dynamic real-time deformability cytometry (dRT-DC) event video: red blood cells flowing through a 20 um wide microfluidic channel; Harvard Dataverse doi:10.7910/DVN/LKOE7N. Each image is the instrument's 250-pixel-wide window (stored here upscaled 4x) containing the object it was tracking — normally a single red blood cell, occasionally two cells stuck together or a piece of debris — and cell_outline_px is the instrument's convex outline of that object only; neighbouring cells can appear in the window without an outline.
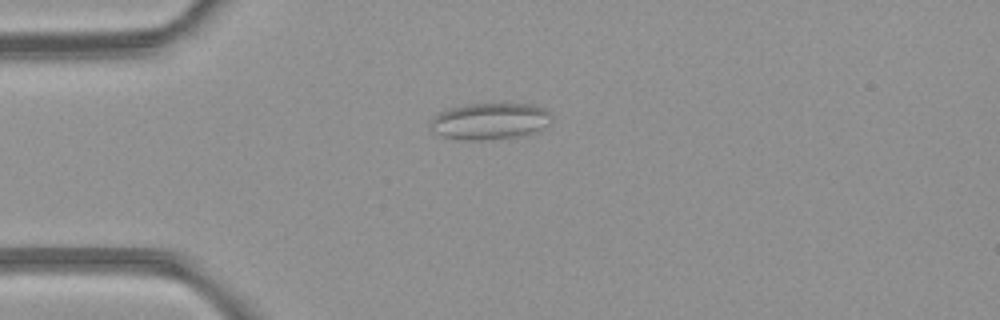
{"species": "common noctule bat (a hibernating species)", "species_latin": "Nyctalus noctula", "temperature_condition": "room temperature", "stored_images_in_passage": 4, "camera_frame_rate_fps": 3000, "um_per_image_px": 0.085, "animal": {"sex": "female", "body_mass_g": 21.9}, "frame": {"image": 1, "passage_image": 3, "time_ms": 2.333, "image_size_px": [1000, 320], "cell_outline_px": [[552, 120], [548, 124], [532, 132], [516, 136], [484, 140], [460, 140], [444, 136], [436, 132], [432, 124], [432, 116], [440, 112], [452, 108], [472, 104], [532, 104], [544, 108], [548, 112]], "centroid_in_image_um": [41.65, 10.29], "position_along_channel_um": 43.3, "area_um2": 25.14}}
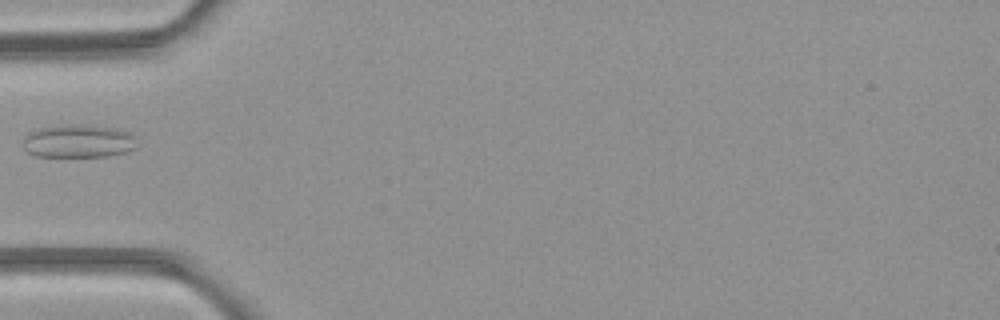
{"frame": {"image": 2, "passage_image": 4, "time_ms": 3.667, "image_size_px": [1000, 320], "cell_outline_px": [[136, 148], [124, 152], [108, 156], [36, 156], [24, 152], [24, 136], [28, 132], [36, 128], [64, 124], [80, 124], [116, 128], [128, 132], [136, 136]], "centroid_in_image_um": [6.63, 11.98], "position_along_channel_um": 78.4, "area_um2": 22.31}}